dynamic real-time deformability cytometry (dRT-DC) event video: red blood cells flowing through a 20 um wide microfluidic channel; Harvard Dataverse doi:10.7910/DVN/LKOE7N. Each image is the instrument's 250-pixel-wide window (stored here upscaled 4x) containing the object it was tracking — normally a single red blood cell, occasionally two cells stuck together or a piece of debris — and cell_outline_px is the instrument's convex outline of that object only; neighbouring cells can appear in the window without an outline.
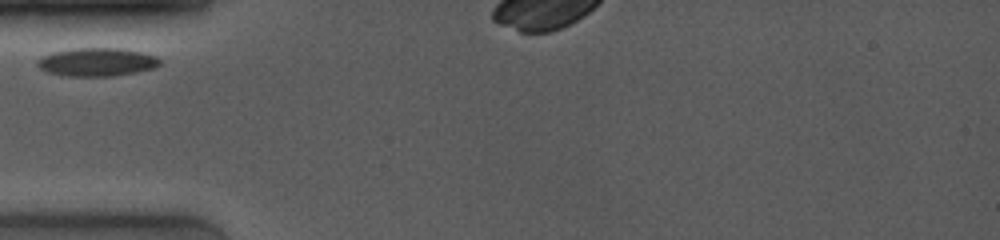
{"species": "common noctule bat (a hibernating species)", "species_latin": "Nyctalus noctula", "temperature_condition": "room temperature", "stored_images_in_passage": 12, "camera_frame_rate_fps": 4000, "um_per_image_px": 0.085, "animal": {"sex": "female", "body_mass_g": 19.0, "forearm_length_mm": 53.3}, "frame": {"image": 1, "passage_image": 1, "time_ms": 0.0, "image_size_px": [1000, 240], "cell_outline_px": [[160, 64], [156, 68], [136, 72], [112, 76], [68, 76], [48, 72], [40, 68], [36, 64], [44, 56], [52, 52], [76, 48], [120, 48], [140, 52], [156, 56], [160, 60]], "centroid_in_image_um": [8.27, 5.27], "position_along_channel_um": 76.7, "area_um2": 20.0}}